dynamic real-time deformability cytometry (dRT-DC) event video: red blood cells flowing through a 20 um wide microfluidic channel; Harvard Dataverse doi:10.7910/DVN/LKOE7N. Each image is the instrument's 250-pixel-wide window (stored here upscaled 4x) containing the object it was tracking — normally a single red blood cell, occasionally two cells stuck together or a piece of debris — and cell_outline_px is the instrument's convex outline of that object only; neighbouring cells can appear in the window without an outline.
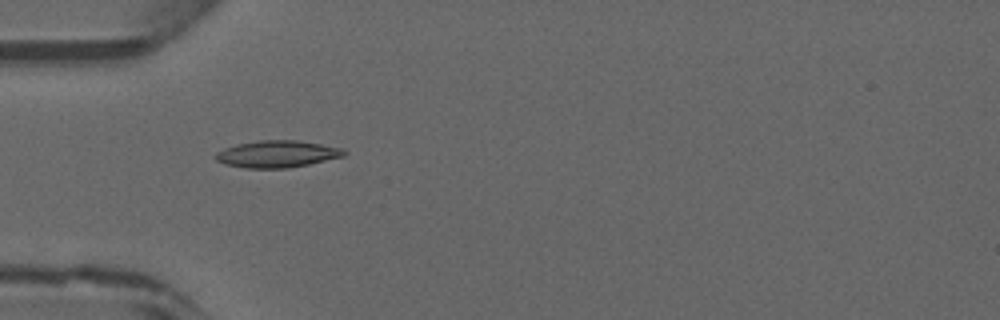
{"species": "common noctule bat (a hibernating species)", "species_latin": "Nyctalus noctula", "temperature_condition": "warm", "stored_images_in_passage": 17, "camera_frame_rate_fps": 3000, "um_per_image_px": 0.085, "animal": {"sex": "male", "forearm_length_mm": 52.5}, "frame": {"image": 1, "passage_image": 15, "time_ms": 4.667, "image_size_px": [1000, 320], "cell_outline_px": [[348, 152], [344, 156], [308, 164], [288, 168], [244, 168], [224, 164], [216, 160], [212, 156], [216, 152], [224, 148], [236, 144], [260, 140], [296, 140], [344, 148]], "centroid_in_image_um": [23.52, 13.09], "position_along_channel_um": 61.5, "area_um2": 20.29}}